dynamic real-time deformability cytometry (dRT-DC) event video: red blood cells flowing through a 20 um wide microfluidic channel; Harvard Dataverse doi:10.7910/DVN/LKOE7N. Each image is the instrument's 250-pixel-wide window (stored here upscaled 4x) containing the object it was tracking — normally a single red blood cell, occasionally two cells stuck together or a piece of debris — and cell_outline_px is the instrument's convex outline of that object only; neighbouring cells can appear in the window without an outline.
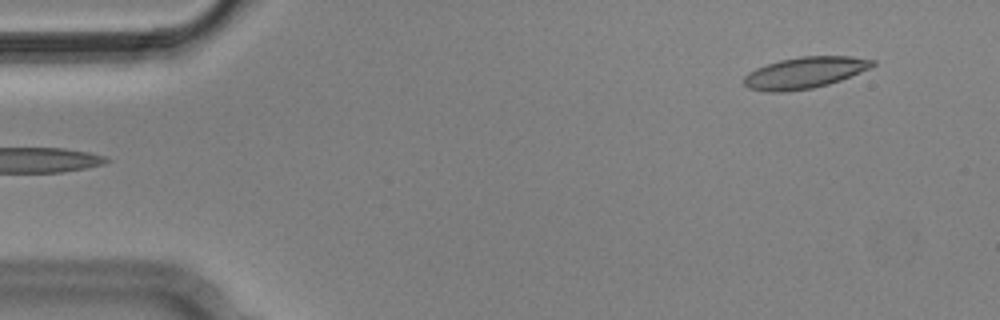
{"species": "Egyptian fruit bat (a non-hibernating species)", "species_latin": "Rousettus aegyptiacus", "temperature_condition": "cold", "stored_images_in_passage": 4, "camera_frame_rate_fps": 3000, "um_per_image_px": 0.085, "animal": {"sex": "male"}, "frame": {"image": 1, "passage_image": 4, "time_ms": 1.0, "image_size_px": [1000, 320], "cell_outline_px": [[876, 64], [872, 68], [840, 80], [828, 84], [812, 88], [784, 92], [768, 92], [748, 88], [744, 84], [744, 76], [748, 72], [756, 68], [780, 60], [800, 56], [852, 56], [876, 60]], "centroid_in_image_um": [68.43, 6.17], "position_along_channel_um": 16.6, "area_um2": 23.64}}